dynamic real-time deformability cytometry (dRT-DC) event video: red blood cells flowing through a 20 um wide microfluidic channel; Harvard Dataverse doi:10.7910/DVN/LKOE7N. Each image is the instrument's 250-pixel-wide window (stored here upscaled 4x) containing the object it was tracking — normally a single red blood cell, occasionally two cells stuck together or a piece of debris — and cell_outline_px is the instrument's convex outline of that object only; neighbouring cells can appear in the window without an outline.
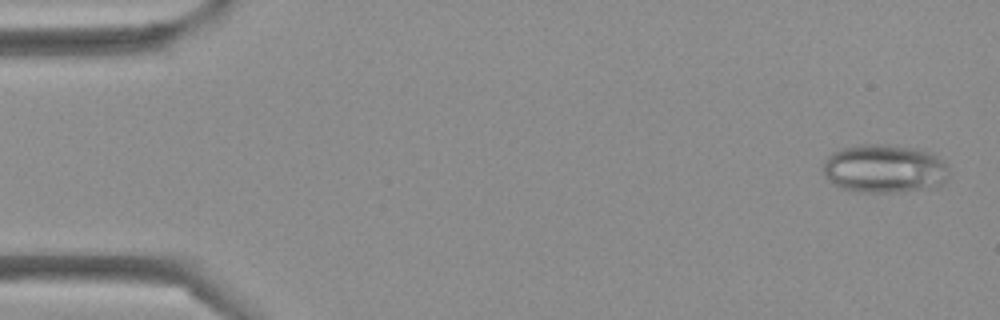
{"species": "Egyptian fruit bat (a non-hibernating species)", "species_latin": "Rousettus aegyptiacus", "temperature_condition": "cold", "stored_images_in_passage": 44, "camera_frame_rate_fps": 3000, "um_per_image_px": 0.085, "frame": {"image": 1, "passage_image": 2, "time_ms": 0.333, "image_size_px": [1000, 320], "cell_outline_px": [[948, 176], [944, 184], [936, 188], [896, 192], [852, 192], [832, 184], [828, 180], [820, 168], [828, 156], [832, 152], [840, 148], [860, 144], [884, 144], [916, 148], [932, 152], [948, 164]], "centroid_in_image_um": [75.18, 14.34], "position_along_channel_um": 9.8, "area_um2": 36.47}}
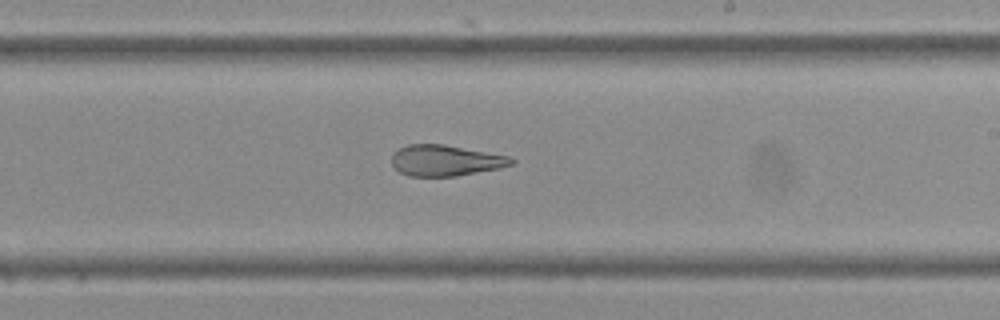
{"frame": {"image": 2, "passage_image": 26, "time_ms": 8.333, "image_size_px": [1000, 320], "cell_outline_px": [[516, 160], [512, 164], [500, 168], [456, 176], [408, 176], [400, 172], [392, 164], [392, 152], [408, 144], [444, 144], [512, 156]], "centroid_in_image_um": [37.89, 13.63], "position_along_channel_um": 251.1, "area_um2": 21.73}}
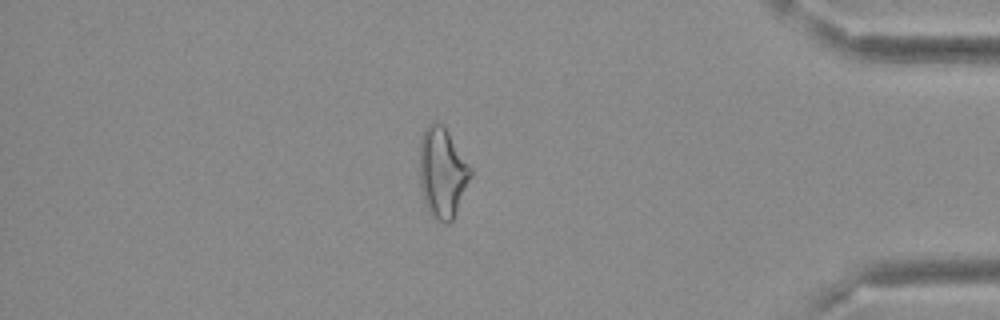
{"frame": {"image": 3, "passage_image": 38, "time_ms": 12.333, "image_size_px": [1000, 320], "cell_outline_px": [[472, 176], [452, 220], [448, 224], [444, 224], [428, 212], [424, 200], [420, 184], [420, 140], [424, 128], [432, 120], [440, 124], [448, 132], [472, 168]], "centroid_in_image_um": [37.6, 14.67], "position_along_channel_um": 397.6, "area_um2": 26.7}}